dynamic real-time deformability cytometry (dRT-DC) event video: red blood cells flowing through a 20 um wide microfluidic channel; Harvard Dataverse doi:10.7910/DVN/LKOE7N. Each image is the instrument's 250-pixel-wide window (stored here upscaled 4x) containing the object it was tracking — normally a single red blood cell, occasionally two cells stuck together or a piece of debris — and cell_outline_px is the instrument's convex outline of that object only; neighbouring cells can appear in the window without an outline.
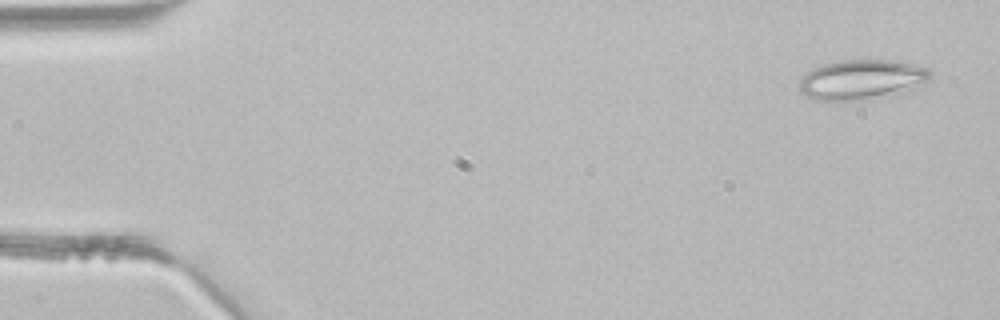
{"species": "common noctule bat (a hibernating species)", "species_latin": "Nyctalus noctula", "temperature_condition": "room temperature", "stored_images_in_passage": 4, "camera_frame_rate_fps": 3000, "um_per_image_px": 0.085, "animal": {"sex": "male", "body_mass_g": 21.5, "forearm_length_mm": 52.0}, "frame": {"image": 1, "passage_image": 1, "time_ms": 0.0, "image_size_px": [1000, 320], "cell_outline_px": [[932, 80], [920, 88], [908, 92], [868, 100], [816, 100], [800, 92], [800, 80], [808, 72], [824, 64], [844, 60], [892, 60], [928, 68], [932, 72]], "centroid_in_image_um": [73.37, 6.79], "position_along_channel_um": 11.6, "area_um2": 30.81}}